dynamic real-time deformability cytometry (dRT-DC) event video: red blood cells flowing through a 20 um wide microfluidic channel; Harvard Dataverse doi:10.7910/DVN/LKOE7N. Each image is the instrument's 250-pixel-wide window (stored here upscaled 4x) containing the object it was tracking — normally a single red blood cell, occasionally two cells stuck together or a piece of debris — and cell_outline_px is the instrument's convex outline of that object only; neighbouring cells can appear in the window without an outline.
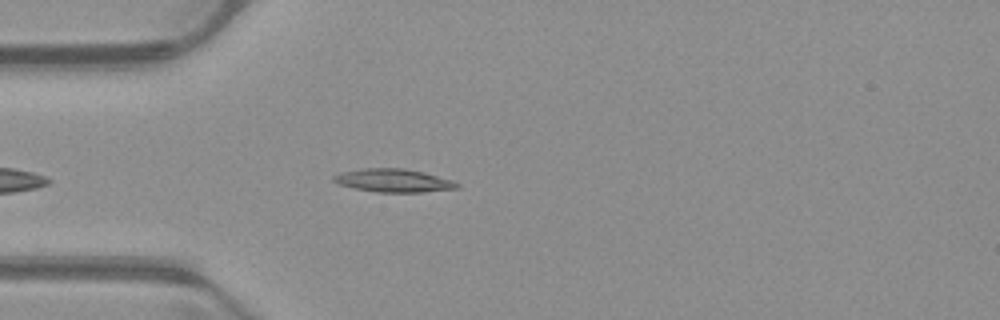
{"species": "common noctule bat (a hibernating species)", "species_latin": "Nyctalus noctula", "temperature_condition": "warm", "stored_images_in_passage": 36, "camera_frame_rate_fps": 3000, "um_per_image_px": 0.085, "animal": {"sex": "male", "body_mass_g": 23.1, "forearm_length_mm": 52.7}, "frame": {"image": 1, "passage_image": 1, "time_ms": 0.0, "image_size_px": [1000, 320], "cell_outline_px": [[460, 188], [424, 192], [376, 192], [352, 188], [336, 184], [332, 180], [332, 176], [340, 172], [364, 168], [404, 168], [452, 180], [460, 184]], "centroid_in_image_um": [33.38, 15.35], "position_along_channel_um": 51.6, "area_um2": 16.76}}
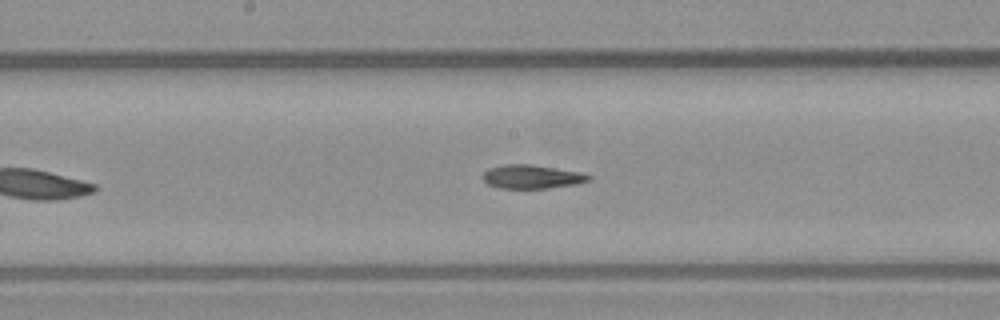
{"frame": {"image": 2, "passage_image": 13, "time_ms": 4.0, "image_size_px": [1000, 320], "cell_outline_px": [[592, 180], [576, 184], [548, 188], [500, 188], [488, 184], [484, 180], [484, 172], [488, 168], [504, 164], [532, 164], [580, 172], [592, 176]], "centroid_in_image_um": [45.23, 15.01], "position_along_channel_um": 203.0, "area_um2": 14.62}}
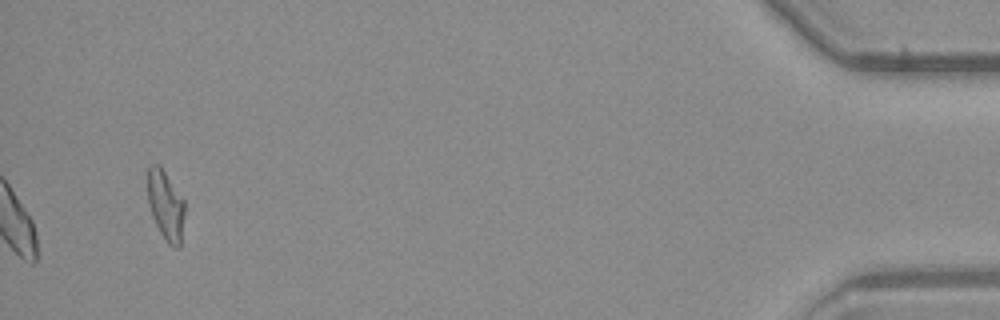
{"frame": {"image": 3, "passage_image": 36, "time_ms": 11.667, "image_size_px": [1000, 320], "cell_outline_px": [[184, 216], [180, 248], [176, 248], [168, 244], [160, 232], [152, 216], [148, 204], [148, 168], [152, 164], [160, 164], [184, 200]], "centroid_in_image_um": [14.08, 17.45], "position_along_channel_um": 421.1, "area_um2": 15.03}, "authors_computed_cell_mechanics": {"area_um2": 15.1147, "velocity_mm_per_s": 3.9734, "shape_relaxation_time_tau1_ms": null, "shape_relaxation_time_tau2_ms": 1.798, "deformation_change_tau1": null, "deformation_change_tau2": 0.0907}}